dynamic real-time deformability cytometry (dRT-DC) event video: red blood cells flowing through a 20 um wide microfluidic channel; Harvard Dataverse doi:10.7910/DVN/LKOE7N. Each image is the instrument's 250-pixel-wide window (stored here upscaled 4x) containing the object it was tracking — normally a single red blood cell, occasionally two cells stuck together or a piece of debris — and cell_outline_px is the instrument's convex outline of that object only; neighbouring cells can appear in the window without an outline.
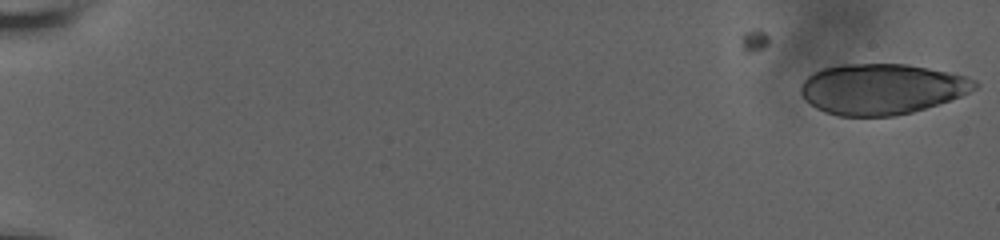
{"species": "human", "species_latin": "Homo sapiens", "temperature_condition": "room temperature", "stored_images_in_passage": 3, "camera_frame_rate_fps": 3000, "um_per_image_px": 0.085, "donor": {"sex": "male"}, "frame": {"image": 1, "passage_image": 3, "time_ms": 1.667, "image_size_px": [1000, 240], "cell_outline_px": [[980, 84], [976, 88], [960, 96], [912, 112], [896, 116], [836, 116], [824, 112], [816, 108], [804, 100], [800, 92], [800, 88], [804, 80], [812, 72], [824, 68], [840, 64], [908, 64], [948, 72], [964, 76], [976, 80]], "centroid_in_image_um": [74.9, 7.56], "position_along_channel_um": 10.1, "area_um2": 51.38}}